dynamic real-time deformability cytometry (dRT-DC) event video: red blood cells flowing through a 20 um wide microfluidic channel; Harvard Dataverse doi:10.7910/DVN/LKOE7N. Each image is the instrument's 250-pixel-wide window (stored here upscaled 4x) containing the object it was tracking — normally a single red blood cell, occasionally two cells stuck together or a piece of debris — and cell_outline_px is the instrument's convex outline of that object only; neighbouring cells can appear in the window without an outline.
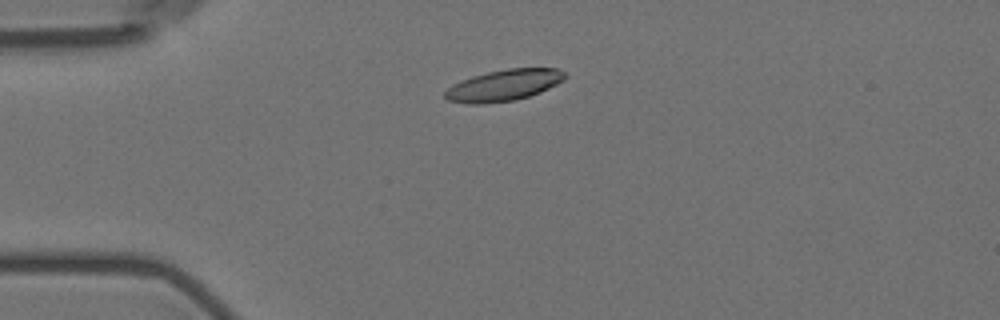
{"species": "Egyptian fruit bat (a non-hibernating species)", "species_latin": "Rousettus aegyptiacus", "temperature_condition": "room temperature", "stored_images_in_passage": 4, "camera_frame_rate_fps": 3000, "um_per_image_px": 0.085, "animal": {"sex": "female"}, "frame": {"image": 1, "passage_image": 3, "time_ms": 2.333, "image_size_px": [1000, 320], "cell_outline_px": [[568, 76], [564, 80], [540, 92], [516, 100], [480, 104], [472, 104], [448, 100], [444, 96], [444, 92], [452, 84], [460, 80], [472, 76], [488, 72], [508, 68], [556, 68], [564, 72]], "centroid_in_image_um": [42.82, 7.24], "position_along_channel_um": 42.2, "area_um2": 21.85}}